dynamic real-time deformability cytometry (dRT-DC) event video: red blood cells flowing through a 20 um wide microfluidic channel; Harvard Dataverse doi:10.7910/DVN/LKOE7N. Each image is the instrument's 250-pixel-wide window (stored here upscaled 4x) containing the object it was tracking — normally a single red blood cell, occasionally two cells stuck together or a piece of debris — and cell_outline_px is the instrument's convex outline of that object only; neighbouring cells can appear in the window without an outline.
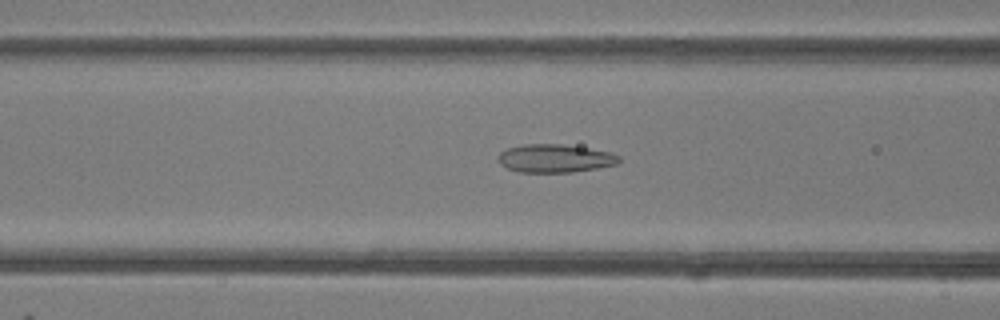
{"species": "common noctule bat (a hibernating species)", "species_latin": "Nyctalus noctula", "temperature_condition": "room temperature", "stored_images_in_passage": 49, "camera_frame_rate_fps": 3000, "um_per_image_px": 0.085, "animal": {"sex": "female"}, "frame": {"image": 1, "passage_image": 20, "time_ms": 6.333, "image_size_px": [1000, 320], "cell_outline_px": [[620, 160], [616, 164], [596, 168], [572, 172], [520, 172], [508, 168], [500, 164], [496, 160], [496, 156], [500, 152], [508, 148], [524, 144], [560, 144], [588, 148], [612, 152], [620, 156]], "centroid_in_image_um": [47.15, 13.46], "position_along_channel_um": 119.5, "area_um2": 19.88}}
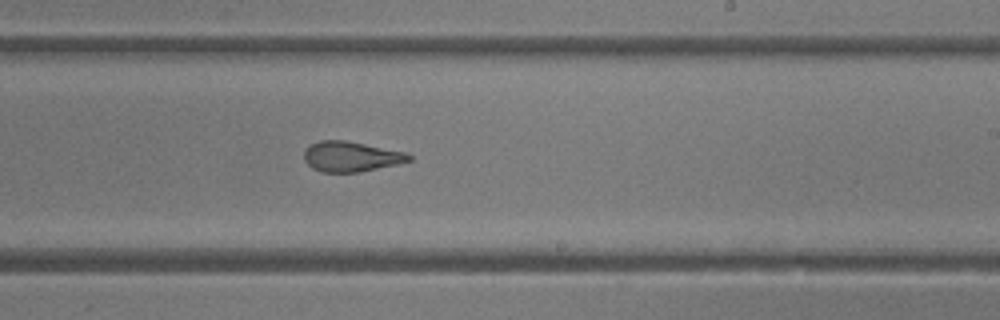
{"frame": {"image": 2, "passage_image": 30, "time_ms": 9.667, "image_size_px": [1000, 320], "cell_outline_px": [[412, 160], [396, 164], [356, 172], [320, 172], [312, 168], [304, 160], [304, 148], [320, 140], [344, 140], [408, 152], [412, 156]], "centroid_in_image_um": [29.82, 13.3], "position_along_channel_um": 259.2, "area_um2": 18.44}}
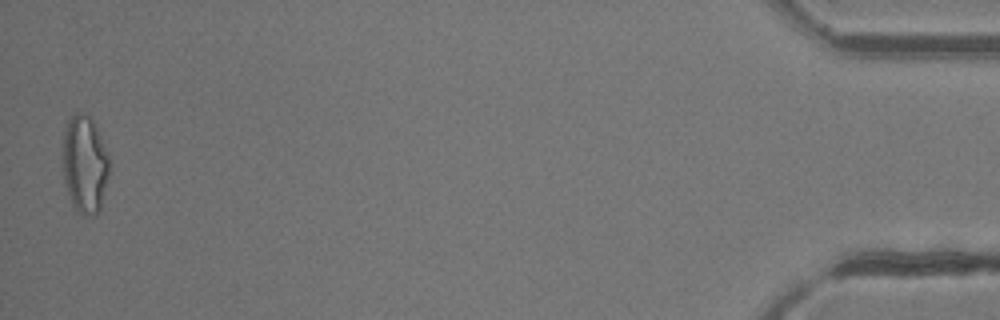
{"frame": {"image": 3, "passage_image": 49, "time_ms": 16.0, "image_size_px": [1000, 320], "cell_outline_px": [[108, 176], [100, 212], [96, 216], [84, 216], [76, 212], [72, 204], [64, 180], [64, 132], [68, 120], [76, 112], [84, 112], [92, 120], [108, 152]], "centroid_in_image_um": [7.22, 14.02], "position_along_channel_um": 428.0, "area_um2": 26.36}, "authors_computed_cell_mechanics": {"area_um2": 21.386, "velocity_mm_per_s": 4.1905, "shape_relaxation_time_tau1_ms": null, "shape_relaxation_time_tau2_ms": 1.6657, "deformation_change_tau1": null, "deformation_change_tau2": 0.1046}}